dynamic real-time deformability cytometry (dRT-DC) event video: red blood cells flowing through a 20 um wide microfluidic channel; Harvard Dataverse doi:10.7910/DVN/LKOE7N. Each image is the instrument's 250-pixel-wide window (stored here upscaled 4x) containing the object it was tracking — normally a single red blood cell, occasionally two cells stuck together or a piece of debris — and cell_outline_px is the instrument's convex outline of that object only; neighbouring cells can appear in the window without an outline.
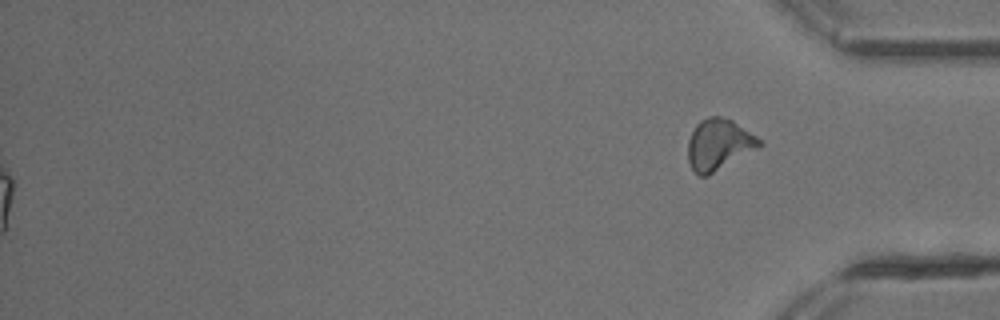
{"species": "common noctule bat (a hibernating species)", "species_latin": "Nyctalus noctula", "temperature_condition": "cold", "stored_images_in_passage": 47, "segment_of_instrument_passage": [2, 2], "camera_frame_rate_fps": 3000, "um_per_image_px": 0.085, "animal": {"sex": "male", "body_mass_g": 13.3}, "frame": {"image": 1, "passage_image": 47, "time_ms": 15.333, "image_size_px": [1000, 320], "cell_outline_px": [[764, 144], [708, 176], [700, 176], [692, 168], [688, 160], [688, 140], [696, 124], [700, 120], [708, 116], [720, 116], [732, 120], [756, 136]], "centroid_in_image_um": [61.08, 12.27], "position_along_channel_um": 374.1, "area_um2": 21.04}}